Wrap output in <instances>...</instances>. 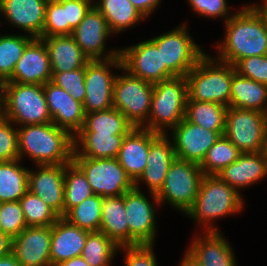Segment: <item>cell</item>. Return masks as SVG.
Returning a JSON list of instances; mask_svg holds the SVG:
<instances>
[{
    "instance_id": "obj_25",
    "label": "cell",
    "mask_w": 267,
    "mask_h": 266,
    "mask_svg": "<svg viewBox=\"0 0 267 266\" xmlns=\"http://www.w3.org/2000/svg\"><path fill=\"white\" fill-rule=\"evenodd\" d=\"M206 229V236L197 237L188 251L201 266H236L232 249L217 228Z\"/></svg>"
},
{
    "instance_id": "obj_41",
    "label": "cell",
    "mask_w": 267,
    "mask_h": 266,
    "mask_svg": "<svg viewBox=\"0 0 267 266\" xmlns=\"http://www.w3.org/2000/svg\"><path fill=\"white\" fill-rule=\"evenodd\" d=\"M27 227L19 201L1 202L0 231L11 239Z\"/></svg>"
},
{
    "instance_id": "obj_30",
    "label": "cell",
    "mask_w": 267,
    "mask_h": 266,
    "mask_svg": "<svg viewBox=\"0 0 267 266\" xmlns=\"http://www.w3.org/2000/svg\"><path fill=\"white\" fill-rule=\"evenodd\" d=\"M267 85L242 77H232L229 106L239 109L267 112Z\"/></svg>"
},
{
    "instance_id": "obj_38",
    "label": "cell",
    "mask_w": 267,
    "mask_h": 266,
    "mask_svg": "<svg viewBox=\"0 0 267 266\" xmlns=\"http://www.w3.org/2000/svg\"><path fill=\"white\" fill-rule=\"evenodd\" d=\"M120 247L102 232H90L81 256L89 266H108Z\"/></svg>"
},
{
    "instance_id": "obj_54",
    "label": "cell",
    "mask_w": 267,
    "mask_h": 266,
    "mask_svg": "<svg viewBox=\"0 0 267 266\" xmlns=\"http://www.w3.org/2000/svg\"><path fill=\"white\" fill-rule=\"evenodd\" d=\"M258 13L259 15L262 17V19L264 20V23L266 25L267 28V0H265V3L263 6H259L258 5H253L252 6Z\"/></svg>"
},
{
    "instance_id": "obj_3",
    "label": "cell",
    "mask_w": 267,
    "mask_h": 266,
    "mask_svg": "<svg viewBox=\"0 0 267 266\" xmlns=\"http://www.w3.org/2000/svg\"><path fill=\"white\" fill-rule=\"evenodd\" d=\"M214 65V66H213ZM235 67L229 63L204 54L197 64L187 73L188 99L208 101L229 107L232 77Z\"/></svg>"
},
{
    "instance_id": "obj_45",
    "label": "cell",
    "mask_w": 267,
    "mask_h": 266,
    "mask_svg": "<svg viewBox=\"0 0 267 266\" xmlns=\"http://www.w3.org/2000/svg\"><path fill=\"white\" fill-rule=\"evenodd\" d=\"M234 67L240 76L267 85V55L241 59Z\"/></svg>"
},
{
    "instance_id": "obj_12",
    "label": "cell",
    "mask_w": 267,
    "mask_h": 266,
    "mask_svg": "<svg viewBox=\"0 0 267 266\" xmlns=\"http://www.w3.org/2000/svg\"><path fill=\"white\" fill-rule=\"evenodd\" d=\"M186 31L183 25L150 39L158 49H161L162 65H165L175 76H186L205 54Z\"/></svg>"
},
{
    "instance_id": "obj_20",
    "label": "cell",
    "mask_w": 267,
    "mask_h": 266,
    "mask_svg": "<svg viewBox=\"0 0 267 266\" xmlns=\"http://www.w3.org/2000/svg\"><path fill=\"white\" fill-rule=\"evenodd\" d=\"M29 170L28 191L40 197L60 217L64 216V164L39 165Z\"/></svg>"
},
{
    "instance_id": "obj_10",
    "label": "cell",
    "mask_w": 267,
    "mask_h": 266,
    "mask_svg": "<svg viewBox=\"0 0 267 266\" xmlns=\"http://www.w3.org/2000/svg\"><path fill=\"white\" fill-rule=\"evenodd\" d=\"M224 135L241 153L262 152L267 136L266 113L229 106Z\"/></svg>"
},
{
    "instance_id": "obj_6",
    "label": "cell",
    "mask_w": 267,
    "mask_h": 266,
    "mask_svg": "<svg viewBox=\"0 0 267 266\" xmlns=\"http://www.w3.org/2000/svg\"><path fill=\"white\" fill-rule=\"evenodd\" d=\"M242 206L243 200L238 191L218 175H204L196 200L186 215L205 224L211 219L239 212Z\"/></svg>"
},
{
    "instance_id": "obj_24",
    "label": "cell",
    "mask_w": 267,
    "mask_h": 266,
    "mask_svg": "<svg viewBox=\"0 0 267 266\" xmlns=\"http://www.w3.org/2000/svg\"><path fill=\"white\" fill-rule=\"evenodd\" d=\"M47 0H0V11L16 27L40 38L45 22Z\"/></svg>"
},
{
    "instance_id": "obj_16",
    "label": "cell",
    "mask_w": 267,
    "mask_h": 266,
    "mask_svg": "<svg viewBox=\"0 0 267 266\" xmlns=\"http://www.w3.org/2000/svg\"><path fill=\"white\" fill-rule=\"evenodd\" d=\"M110 33L106 19L93 4L73 30L72 36L89 60H106L120 55V50H114L102 57L105 52V39Z\"/></svg>"
},
{
    "instance_id": "obj_35",
    "label": "cell",
    "mask_w": 267,
    "mask_h": 266,
    "mask_svg": "<svg viewBox=\"0 0 267 266\" xmlns=\"http://www.w3.org/2000/svg\"><path fill=\"white\" fill-rule=\"evenodd\" d=\"M102 197L92 195L70 208L63 216L68 222L88 232H99L102 218Z\"/></svg>"
},
{
    "instance_id": "obj_18",
    "label": "cell",
    "mask_w": 267,
    "mask_h": 266,
    "mask_svg": "<svg viewBox=\"0 0 267 266\" xmlns=\"http://www.w3.org/2000/svg\"><path fill=\"white\" fill-rule=\"evenodd\" d=\"M51 226H32L12 238L11 252L22 266H51Z\"/></svg>"
},
{
    "instance_id": "obj_52",
    "label": "cell",
    "mask_w": 267,
    "mask_h": 266,
    "mask_svg": "<svg viewBox=\"0 0 267 266\" xmlns=\"http://www.w3.org/2000/svg\"><path fill=\"white\" fill-rule=\"evenodd\" d=\"M0 266H22L15 258L14 254H9L0 257Z\"/></svg>"
},
{
    "instance_id": "obj_39",
    "label": "cell",
    "mask_w": 267,
    "mask_h": 266,
    "mask_svg": "<svg viewBox=\"0 0 267 266\" xmlns=\"http://www.w3.org/2000/svg\"><path fill=\"white\" fill-rule=\"evenodd\" d=\"M33 39L28 35L0 36V77L5 81L12 76L16 63L22 57L26 46Z\"/></svg>"
},
{
    "instance_id": "obj_56",
    "label": "cell",
    "mask_w": 267,
    "mask_h": 266,
    "mask_svg": "<svg viewBox=\"0 0 267 266\" xmlns=\"http://www.w3.org/2000/svg\"><path fill=\"white\" fill-rule=\"evenodd\" d=\"M262 153H263L265 161L267 163V136H266V140H265V143H264V147H263Z\"/></svg>"
},
{
    "instance_id": "obj_1",
    "label": "cell",
    "mask_w": 267,
    "mask_h": 266,
    "mask_svg": "<svg viewBox=\"0 0 267 266\" xmlns=\"http://www.w3.org/2000/svg\"><path fill=\"white\" fill-rule=\"evenodd\" d=\"M226 37L221 46L219 61L235 65L239 60L267 55V28L259 13L250 5L227 17Z\"/></svg>"
},
{
    "instance_id": "obj_8",
    "label": "cell",
    "mask_w": 267,
    "mask_h": 266,
    "mask_svg": "<svg viewBox=\"0 0 267 266\" xmlns=\"http://www.w3.org/2000/svg\"><path fill=\"white\" fill-rule=\"evenodd\" d=\"M203 177L199 164L175 158L170 164L162 188L156 194L159 205L166 200L186 213L196 200Z\"/></svg>"
},
{
    "instance_id": "obj_43",
    "label": "cell",
    "mask_w": 267,
    "mask_h": 266,
    "mask_svg": "<svg viewBox=\"0 0 267 266\" xmlns=\"http://www.w3.org/2000/svg\"><path fill=\"white\" fill-rule=\"evenodd\" d=\"M69 35V23H66L65 8L61 3L47 2L45 22L40 37Z\"/></svg>"
},
{
    "instance_id": "obj_48",
    "label": "cell",
    "mask_w": 267,
    "mask_h": 266,
    "mask_svg": "<svg viewBox=\"0 0 267 266\" xmlns=\"http://www.w3.org/2000/svg\"><path fill=\"white\" fill-rule=\"evenodd\" d=\"M191 8L201 16L219 17L227 15L226 0H188Z\"/></svg>"
},
{
    "instance_id": "obj_7",
    "label": "cell",
    "mask_w": 267,
    "mask_h": 266,
    "mask_svg": "<svg viewBox=\"0 0 267 266\" xmlns=\"http://www.w3.org/2000/svg\"><path fill=\"white\" fill-rule=\"evenodd\" d=\"M94 194L101 197L123 196L135 187L117 158L73 157Z\"/></svg>"
},
{
    "instance_id": "obj_9",
    "label": "cell",
    "mask_w": 267,
    "mask_h": 266,
    "mask_svg": "<svg viewBox=\"0 0 267 266\" xmlns=\"http://www.w3.org/2000/svg\"><path fill=\"white\" fill-rule=\"evenodd\" d=\"M127 74V75H126ZM117 76L113 87V107L137 128L148 122L154 84L131 75Z\"/></svg>"
},
{
    "instance_id": "obj_26",
    "label": "cell",
    "mask_w": 267,
    "mask_h": 266,
    "mask_svg": "<svg viewBox=\"0 0 267 266\" xmlns=\"http://www.w3.org/2000/svg\"><path fill=\"white\" fill-rule=\"evenodd\" d=\"M48 49L52 73L80 69L90 61L72 35L40 37Z\"/></svg>"
},
{
    "instance_id": "obj_33",
    "label": "cell",
    "mask_w": 267,
    "mask_h": 266,
    "mask_svg": "<svg viewBox=\"0 0 267 266\" xmlns=\"http://www.w3.org/2000/svg\"><path fill=\"white\" fill-rule=\"evenodd\" d=\"M94 6L106 19L111 33L121 32L129 28L144 16L129 0H99Z\"/></svg>"
},
{
    "instance_id": "obj_28",
    "label": "cell",
    "mask_w": 267,
    "mask_h": 266,
    "mask_svg": "<svg viewBox=\"0 0 267 266\" xmlns=\"http://www.w3.org/2000/svg\"><path fill=\"white\" fill-rule=\"evenodd\" d=\"M102 218L99 232L104 233L119 247L129 246V227L123 196L102 197Z\"/></svg>"
},
{
    "instance_id": "obj_23",
    "label": "cell",
    "mask_w": 267,
    "mask_h": 266,
    "mask_svg": "<svg viewBox=\"0 0 267 266\" xmlns=\"http://www.w3.org/2000/svg\"><path fill=\"white\" fill-rule=\"evenodd\" d=\"M89 233L60 217L51 226V266L81 256Z\"/></svg>"
},
{
    "instance_id": "obj_29",
    "label": "cell",
    "mask_w": 267,
    "mask_h": 266,
    "mask_svg": "<svg viewBox=\"0 0 267 266\" xmlns=\"http://www.w3.org/2000/svg\"><path fill=\"white\" fill-rule=\"evenodd\" d=\"M126 135L127 134H97V132H78L75 134V136H73V157L117 158L122 141ZM78 142H81L80 144L82 151H80V149L78 150L80 145Z\"/></svg>"
},
{
    "instance_id": "obj_46",
    "label": "cell",
    "mask_w": 267,
    "mask_h": 266,
    "mask_svg": "<svg viewBox=\"0 0 267 266\" xmlns=\"http://www.w3.org/2000/svg\"><path fill=\"white\" fill-rule=\"evenodd\" d=\"M152 244L121 246L126 253V266H157Z\"/></svg>"
},
{
    "instance_id": "obj_4",
    "label": "cell",
    "mask_w": 267,
    "mask_h": 266,
    "mask_svg": "<svg viewBox=\"0 0 267 266\" xmlns=\"http://www.w3.org/2000/svg\"><path fill=\"white\" fill-rule=\"evenodd\" d=\"M187 99L186 76L155 83L147 126L142 128L166 134L165 127L174 128L184 119Z\"/></svg>"
},
{
    "instance_id": "obj_14",
    "label": "cell",
    "mask_w": 267,
    "mask_h": 266,
    "mask_svg": "<svg viewBox=\"0 0 267 266\" xmlns=\"http://www.w3.org/2000/svg\"><path fill=\"white\" fill-rule=\"evenodd\" d=\"M176 158L200 164L207 151L225 131H212L187 121L185 118L172 128Z\"/></svg>"
},
{
    "instance_id": "obj_55",
    "label": "cell",
    "mask_w": 267,
    "mask_h": 266,
    "mask_svg": "<svg viewBox=\"0 0 267 266\" xmlns=\"http://www.w3.org/2000/svg\"><path fill=\"white\" fill-rule=\"evenodd\" d=\"M5 86H6V81L0 77V107H3L4 100H5ZM2 93V94H1Z\"/></svg>"
},
{
    "instance_id": "obj_31",
    "label": "cell",
    "mask_w": 267,
    "mask_h": 266,
    "mask_svg": "<svg viewBox=\"0 0 267 266\" xmlns=\"http://www.w3.org/2000/svg\"><path fill=\"white\" fill-rule=\"evenodd\" d=\"M19 161L0 162V202L19 201L28 191L29 170Z\"/></svg>"
},
{
    "instance_id": "obj_40",
    "label": "cell",
    "mask_w": 267,
    "mask_h": 266,
    "mask_svg": "<svg viewBox=\"0 0 267 266\" xmlns=\"http://www.w3.org/2000/svg\"><path fill=\"white\" fill-rule=\"evenodd\" d=\"M19 202L27 227L52 226L60 218L40 197L30 191Z\"/></svg>"
},
{
    "instance_id": "obj_49",
    "label": "cell",
    "mask_w": 267,
    "mask_h": 266,
    "mask_svg": "<svg viewBox=\"0 0 267 266\" xmlns=\"http://www.w3.org/2000/svg\"><path fill=\"white\" fill-rule=\"evenodd\" d=\"M133 6L144 16H148L158 6L160 0H129Z\"/></svg>"
},
{
    "instance_id": "obj_21",
    "label": "cell",
    "mask_w": 267,
    "mask_h": 266,
    "mask_svg": "<svg viewBox=\"0 0 267 266\" xmlns=\"http://www.w3.org/2000/svg\"><path fill=\"white\" fill-rule=\"evenodd\" d=\"M166 134H158L151 142L147 156V166L135 182L146 181L153 200L159 204L156 194L162 188L170 164L175 160L176 155L173 143L169 142Z\"/></svg>"
},
{
    "instance_id": "obj_19",
    "label": "cell",
    "mask_w": 267,
    "mask_h": 266,
    "mask_svg": "<svg viewBox=\"0 0 267 266\" xmlns=\"http://www.w3.org/2000/svg\"><path fill=\"white\" fill-rule=\"evenodd\" d=\"M52 80L48 49L44 41L34 38L16 63L12 76L6 82L44 85Z\"/></svg>"
},
{
    "instance_id": "obj_51",
    "label": "cell",
    "mask_w": 267,
    "mask_h": 266,
    "mask_svg": "<svg viewBox=\"0 0 267 266\" xmlns=\"http://www.w3.org/2000/svg\"><path fill=\"white\" fill-rule=\"evenodd\" d=\"M53 266H89V264L85 261V259L82 256H77L68 261L56 263Z\"/></svg>"
},
{
    "instance_id": "obj_42",
    "label": "cell",
    "mask_w": 267,
    "mask_h": 266,
    "mask_svg": "<svg viewBox=\"0 0 267 266\" xmlns=\"http://www.w3.org/2000/svg\"><path fill=\"white\" fill-rule=\"evenodd\" d=\"M54 84L64 89L67 93L81 103L84 102L85 91V66L72 71L62 73H52Z\"/></svg>"
},
{
    "instance_id": "obj_53",
    "label": "cell",
    "mask_w": 267,
    "mask_h": 266,
    "mask_svg": "<svg viewBox=\"0 0 267 266\" xmlns=\"http://www.w3.org/2000/svg\"><path fill=\"white\" fill-rule=\"evenodd\" d=\"M180 266H201L200 263L193 257V255L188 251L185 254L184 259Z\"/></svg>"
},
{
    "instance_id": "obj_34",
    "label": "cell",
    "mask_w": 267,
    "mask_h": 266,
    "mask_svg": "<svg viewBox=\"0 0 267 266\" xmlns=\"http://www.w3.org/2000/svg\"><path fill=\"white\" fill-rule=\"evenodd\" d=\"M134 126L126 117L112 107L104 111L86 114L85 123L79 132H97V134H128Z\"/></svg>"
},
{
    "instance_id": "obj_11",
    "label": "cell",
    "mask_w": 267,
    "mask_h": 266,
    "mask_svg": "<svg viewBox=\"0 0 267 266\" xmlns=\"http://www.w3.org/2000/svg\"><path fill=\"white\" fill-rule=\"evenodd\" d=\"M110 66L123 69L121 56L106 60H90L85 65V114L104 111L113 107V87L116 75H112Z\"/></svg>"
},
{
    "instance_id": "obj_5",
    "label": "cell",
    "mask_w": 267,
    "mask_h": 266,
    "mask_svg": "<svg viewBox=\"0 0 267 266\" xmlns=\"http://www.w3.org/2000/svg\"><path fill=\"white\" fill-rule=\"evenodd\" d=\"M2 116L22 127L52 123L43 85L6 82Z\"/></svg>"
},
{
    "instance_id": "obj_50",
    "label": "cell",
    "mask_w": 267,
    "mask_h": 266,
    "mask_svg": "<svg viewBox=\"0 0 267 266\" xmlns=\"http://www.w3.org/2000/svg\"><path fill=\"white\" fill-rule=\"evenodd\" d=\"M12 239L0 231V257L11 252Z\"/></svg>"
},
{
    "instance_id": "obj_22",
    "label": "cell",
    "mask_w": 267,
    "mask_h": 266,
    "mask_svg": "<svg viewBox=\"0 0 267 266\" xmlns=\"http://www.w3.org/2000/svg\"><path fill=\"white\" fill-rule=\"evenodd\" d=\"M158 134L144 128L134 127L122 141L117 159L134 183L147 166L150 142Z\"/></svg>"
},
{
    "instance_id": "obj_27",
    "label": "cell",
    "mask_w": 267,
    "mask_h": 266,
    "mask_svg": "<svg viewBox=\"0 0 267 266\" xmlns=\"http://www.w3.org/2000/svg\"><path fill=\"white\" fill-rule=\"evenodd\" d=\"M233 187H246L267 175V163L262 152L241 153L238 159L217 174Z\"/></svg>"
},
{
    "instance_id": "obj_2",
    "label": "cell",
    "mask_w": 267,
    "mask_h": 266,
    "mask_svg": "<svg viewBox=\"0 0 267 266\" xmlns=\"http://www.w3.org/2000/svg\"><path fill=\"white\" fill-rule=\"evenodd\" d=\"M17 132L19 159L27 154L37 166L72 162L74 137L53 122L25 125L17 129Z\"/></svg>"
},
{
    "instance_id": "obj_58",
    "label": "cell",
    "mask_w": 267,
    "mask_h": 266,
    "mask_svg": "<svg viewBox=\"0 0 267 266\" xmlns=\"http://www.w3.org/2000/svg\"><path fill=\"white\" fill-rule=\"evenodd\" d=\"M2 116V108L0 107V117Z\"/></svg>"
},
{
    "instance_id": "obj_32",
    "label": "cell",
    "mask_w": 267,
    "mask_h": 266,
    "mask_svg": "<svg viewBox=\"0 0 267 266\" xmlns=\"http://www.w3.org/2000/svg\"><path fill=\"white\" fill-rule=\"evenodd\" d=\"M227 108L216 102L187 100L184 118L207 130L225 131Z\"/></svg>"
},
{
    "instance_id": "obj_47",
    "label": "cell",
    "mask_w": 267,
    "mask_h": 266,
    "mask_svg": "<svg viewBox=\"0 0 267 266\" xmlns=\"http://www.w3.org/2000/svg\"><path fill=\"white\" fill-rule=\"evenodd\" d=\"M92 0H68L61 4L65 8L66 23H69V35L83 20L86 13L93 6Z\"/></svg>"
},
{
    "instance_id": "obj_13",
    "label": "cell",
    "mask_w": 267,
    "mask_h": 266,
    "mask_svg": "<svg viewBox=\"0 0 267 266\" xmlns=\"http://www.w3.org/2000/svg\"><path fill=\"white\" fill-rule=\"evenodd\" d=\"M123 70L144 81L155 84L176 77L162 65L161 49L149 39L120 50Z\"/></svg>"
},
{
    "instance_id": "obj_37",
    "label": "cell",
    "mask_w": 267,
    "mask_h": 266,
    "mask_svg": "<svg viewBox=\"0 0 267 266\" xmlns=\"http://www.w3.org/2000/svg\"><path fill=\"white\" fill-rule=\"evenodd\" d=\"M92 195L84 173L73 162L64 164V214Z\"/></svg>"
},
{
    "instance_id": "obj_57",
    "label": "cell",
    "mask_w": 267,
    "mask_h": 266,
    "mask_svg": "<svg viewBox=\"0 0 267 266\" xmlns=\"http://www.w3.org/2000/svg\"><path fill=\"white\" fill-rule=\"evenodd\" d=\"M68 0H47V2H52V3H62V2H66Z\"/></svg>"
},
{
    "instance_id": "obj_36",
    "label": "cell",
    "mask_w": 267,
    "mask_h": 266,
    "mask_svg": "<svg viewBox=\"0 0 267 266\" xmlns=\"http://www.w3.org/2000/svg\"><path fill=\"white\" fill-rule=\"evenodd\" d=\"M240 155L241 151L225 135H222L207 151L199 165L204 175H217L235 162Z\"/></svg>"
},
{
    "instance_id": "obj_15",
    "label": "cell",
    "mask_w": 267,
    "mask_h": 266,
    "mask_svg": "<svg viewBox=\"0 0 267 266\" xmlns=\"http://www.w3.org/2000/svg\"><path fill=\"white\" fill-rule=\"evenodd\" d=\"M153 205L138 185L125 193V213L129 227V246L152 244L155 238Z\"/></svg>"
},
{
    "instance_id": "obj_44",
    "label": "cell",
    "mask_w": 267,
    "mask_h": 266,
    "mask_svg": "<svg viewBox=\"0 0 267 266\" xmlns=\"http://www.w3.org/2000/svg\"><path fill=\"white\" fill-rule=\"evenodd\" d=\"M19 159L18 132L11 121L0 117V162Z\"/></svg>"
},
{
    "instance_id": "obj_17",
    "label": "cell",
    "mask_w": 267,
    "mask_h": 266,
    "mask_svg": "<svg viewBox=\"0 0 267 266\" xmlns=\"http://www.w3.org/2000/svg\"><path fill=\"white\" fill-rule=\"evenodd\" d=\"M43 90L52 122L75 136L85 123L86 114L83 103L76 101L72 95L52 81L45 83Z\"/></svg>"
}]
</instances>
